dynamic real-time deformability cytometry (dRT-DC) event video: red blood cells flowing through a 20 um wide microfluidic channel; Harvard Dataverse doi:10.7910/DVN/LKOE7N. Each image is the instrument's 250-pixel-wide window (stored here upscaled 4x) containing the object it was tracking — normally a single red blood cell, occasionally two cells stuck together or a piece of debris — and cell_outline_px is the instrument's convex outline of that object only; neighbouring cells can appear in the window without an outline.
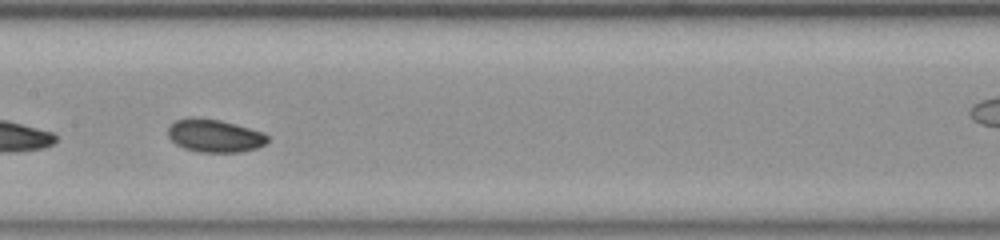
{"species": "common noctule bat (a hibernating species)", "species_latin": "Nyctalus noctula", "temperature_condition": "room temperature", "stored_images_in_passage": 47, "camera_frame_rate_fps": 3000, "um_per_image_px": 0.085, "animal": {"sex": "female", "body_mass_g": 23.0, "forearm_length_mm": 53.4}, "frame": {"image": 1, "passage_image": 21, "time_ms": 6.667, "image_size_px": [1000, 240], "cell_outline_px": [[268, 140], [264, 144], [256, 148], [240, 152], [200, 152], [184, 148], [176, 144], [168, 136], [168, 128], [176, 120], [220, 120], [264, 132], [268, 136]], "centroid_in_image_um": [18.29, 11.58], "position_along_channel_um": 189.1, "area_um2": 18.44}, "authors_computed_cell_mechanics": {"area_um2": 17.5134, "velocity_mm_per_s": 3.8431, "shape_relaxation_time_tau1_ms": 1.0894, "shape_relaxation_time_tau2_ms": null, "deformation_change_tau1": 0.0429, "deformation_change_tau2": null}}